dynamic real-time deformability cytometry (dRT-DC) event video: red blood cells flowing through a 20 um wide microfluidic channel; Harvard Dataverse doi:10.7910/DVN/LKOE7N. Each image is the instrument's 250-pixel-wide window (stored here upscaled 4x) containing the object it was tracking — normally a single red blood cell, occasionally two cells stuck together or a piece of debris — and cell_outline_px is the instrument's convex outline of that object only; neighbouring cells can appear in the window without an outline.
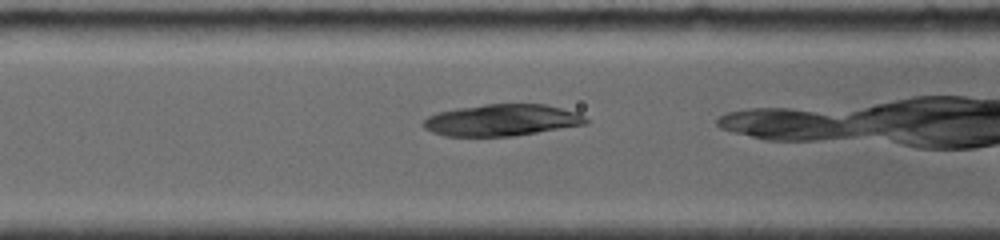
{"species": "common noctule bat (a hibernating species)", "species_latin": "Nyctalus noctula", "temperature_condition": "room temperature", "stored_images_in_passage": 22, "camera_frame_rate_fps": 4000, "um_per_image_px": 0.085, "animal": {"sex": "female", "body_mass_g": 19.0, "forearm_length_mm": 56.7}, "frame": {"image": 1, "passage_image": 8, "time_ms": 3.25, "image_size_px": [1000, 240], "cell_outline_px": [[588, 124], [512, 136], [444, 136], [432, 132], [424, 128], [420, 124], [428, 116], [436, 112], [456, 108], [484, 104], [544, 104], [576, 112], [584, 116], [588, 120]], "centroid_in_image_um": [42.61, 10.21], "position_along_channel_um": 124.0, "area_um2": 30.06}}
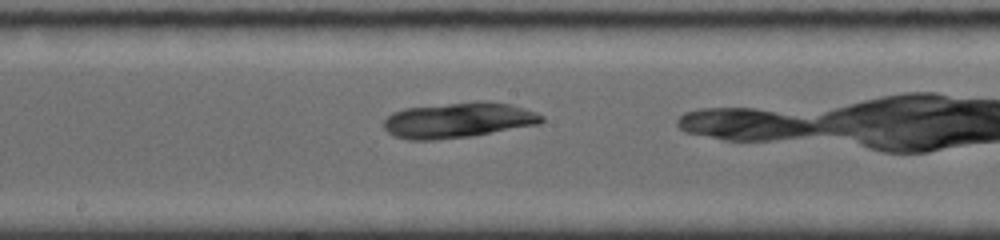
{"frame": {"image": 2, "passage_image": 13, "time_ms": 5.5, "image_size_px": [1000, 240], "cell_outline_px": [[544, 120], [540, 124], [472, 136], [432, 140], [408, 140], [396, 136], [388, 132], [384, 128], [384, 120], [392, 112], [404, 108], [476, 100], [484, 100], [508, 104], [524, 108], [536, 112], [544, 116]], "centroid_in_image_um": [38.96, 10.2], "position_along_channel_um": 209.2, "area_um2": 32.83}}
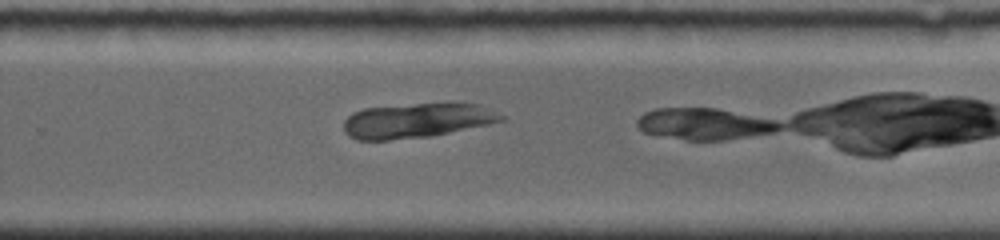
{"frame": {"image": 3, "passage_image": 18, "time_ms": 7.75, "image_size_px": [1000, 240], "cell_outline_px": [[504, 120], [488, 124], [428, 136], [388, 140], [356, 140], [348, 136], [344, 132], [344, 120], [352, 112], [364, 108], [416, 104], [480, 104], [504, 116]], "centroid_in_image_um": [35.36, 10.25], "position_along_channel_um": 294.4, "area_um2": 31.33}}